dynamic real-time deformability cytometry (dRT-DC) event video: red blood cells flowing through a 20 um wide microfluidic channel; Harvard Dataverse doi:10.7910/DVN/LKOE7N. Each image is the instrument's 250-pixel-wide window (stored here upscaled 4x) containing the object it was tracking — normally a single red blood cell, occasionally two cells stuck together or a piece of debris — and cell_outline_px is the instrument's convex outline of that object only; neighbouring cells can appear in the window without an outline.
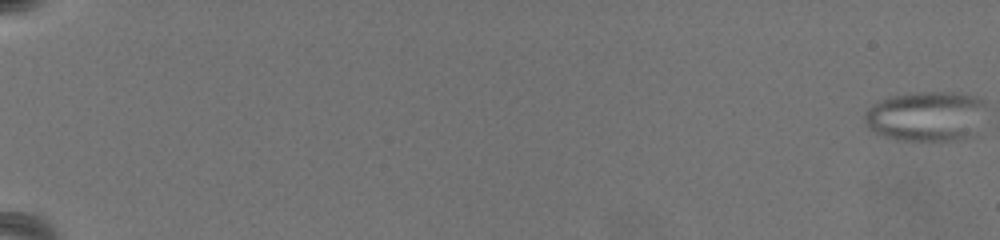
{"species": "common noctule bat (a hibernating species)", "species_latin": "Nyctalus noctula", "temperature_condition": "warm", "stored_images_in_passage": 72, "camera_frame_rate_fps": 3000, "um_per_image_px": 0.085, "animal": {"sex": "female", "body_mass_g": 19.5, "forearm_length_mm": 54.1}, "frame": {"image": 1, "passage_image": 1, "time_ms": 0.0, "image_size_px": [1000, 240], "cell_outline_px": [[984, 104], [968, 136], [960, 140], [896, 140], [876, 132], [868, 124], [868, 108], [872, 104], [880, 100], [896, 96], [924, 92], [952, 92], [972, 96], [984, 100]], "centroid_in_image_um": [78.67, 9.87], "position_along_channel_um": 6.3, "area_um2": 33.64}}
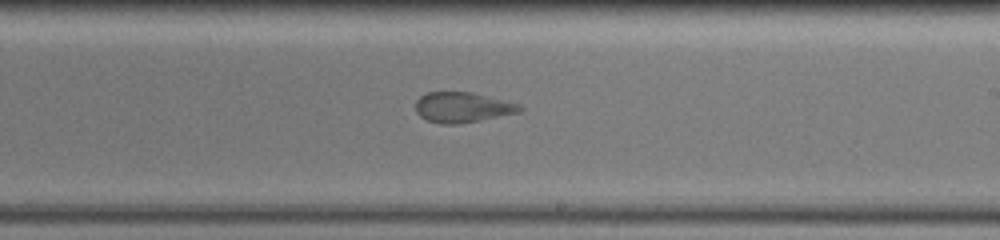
{"frame": {"image": 2, "passage_image": 47, "time_ms": 15.333, "image_size_px": [1000, 240], "cell_outline_px": [[524, 108], [520, 112], [460, 124], [440, 124], [428, 120], [420, 116], [416, 112], [416, 100], [420, 96], [428, 92], [472, 92], [520, 104]], "centroid_in_image_um": [39.31, 9.12], "position_along_channel_um": 249.7, "area_um2": 18.38}}
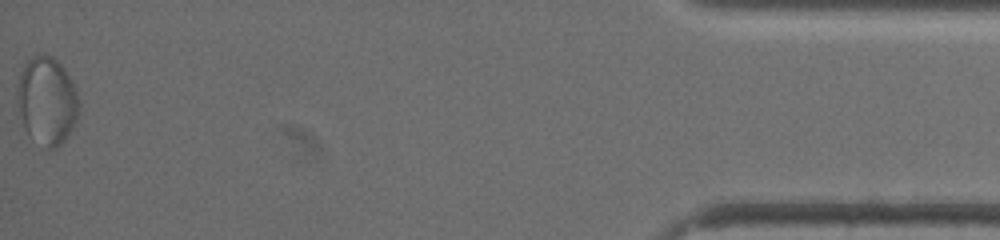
{"frame": {"image": 3, "passage_image": 72, "time_ms": 23.667, "image_size_px": [1000, 240], "cell_outline_px": [[80, 104], [76, 120], [72, 128], [64, 140], [56, 148], [44, 148], [28, 136], [24, 128], [20, 112], [20, 76], [24, 64], [28, 60], [36, 56], [52, 56], [64, 68], [72, 80]], "centroid_in_image_um": [4.03, 8.61], "position_along_channel_um": 431.2, "area_um2": 30.81}}